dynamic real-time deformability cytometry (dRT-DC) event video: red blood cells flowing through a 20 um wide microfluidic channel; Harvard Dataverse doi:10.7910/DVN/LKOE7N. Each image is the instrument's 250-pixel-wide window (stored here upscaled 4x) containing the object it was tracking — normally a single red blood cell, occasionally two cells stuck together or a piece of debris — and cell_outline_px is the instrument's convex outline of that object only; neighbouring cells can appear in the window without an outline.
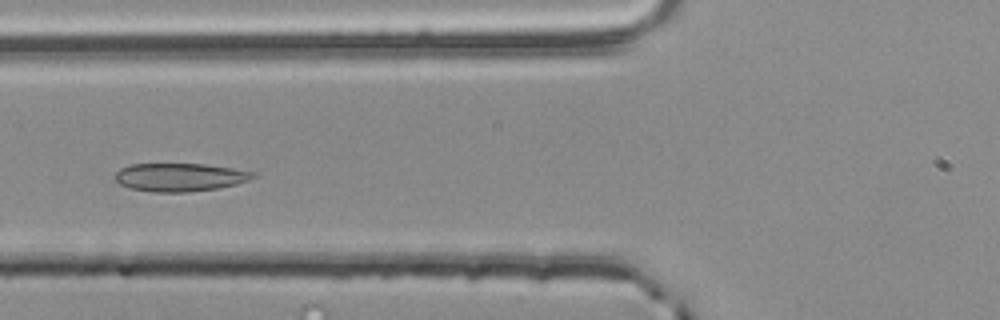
{"species": "common noctule bat (a hibernating species)", "species_latin": "Nyctalus noctula", "temperature_condition": "room temperature", "stored_images_in_passage": 43, "camera_frame_rate_fps": 3000, "um_per_image_px": 0.085, "animal": {"sex": "male", "body_mass_g": 20.4}, "frame": {"image": 1, "passage_image": 13, "time_ms": 4.0, "image_size_px": [1000, 320], "cell_outline_px": [[256, 176], [248, 180], [236, 184], [216, 188], [188, 192], [152, 192], [128, 188], [120, 184], [116, 180], [116, 172], [120, 168], [128, 164], [204, 164], [232, 168], [256, 172]], "centroid_in_image_um": [15.27, 15.06], "position_along_channel_um": 110.5, "area_um2": 22.66}}
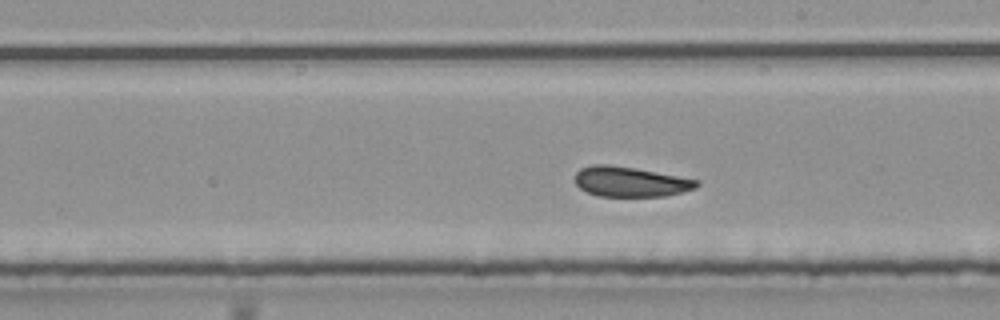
{"frame": {"image": 2, "passage_image": 23, "time_ms": 7.333, "image_size_px": [1000, 320], "cell_outline_px": [[700, 184], [696, 188], [664, 196], [596, 196], [580, 188], [576, 184], [576, 172], [580, 168], [592, 164], [608, 164], [632, 168], [700, 180]], "centroid_in_image_um": [53.56, 15.45], "position_along_channel_um": 235.4, "area_um2": 21.1}}
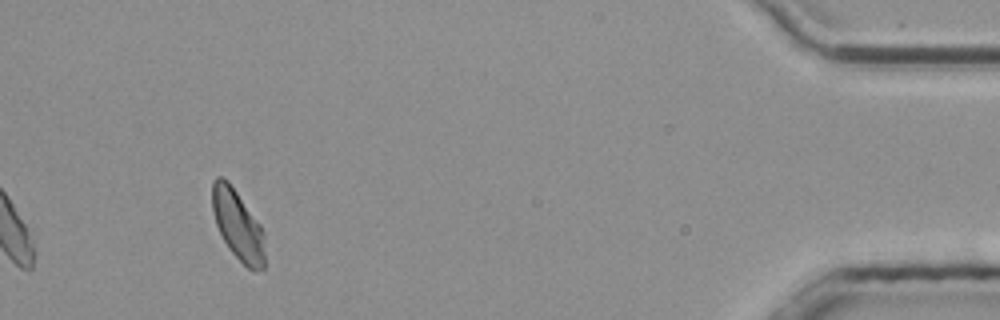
{"frame": {"image": 3, "passage_image": 43, "time_ms": 14.0, "image_size_px": [1000, 320], "cell_outline_px": [[264, 268], [248, 268], [228, 248], [216, 224], [212, 212], [212, 180], [216, 176], [220, 176], [228, 180], [260, 224], [264, 232]], "centroid_in_image_um": [20.19, 19.07], "position_along_channel_um": 415.0, "area_um2": 21.21}, "authors_computed_cell_mechanics": {"area_um2": 21.7906, "velocity_mm_per_s": 3.7503, "shape_relaxation_time_tau1_ms": null, "shape_relaxation_time_tau2_ms": 3.1894, "deformation_change_tau1": null, "deformation_change_tau2": 0.1009}}